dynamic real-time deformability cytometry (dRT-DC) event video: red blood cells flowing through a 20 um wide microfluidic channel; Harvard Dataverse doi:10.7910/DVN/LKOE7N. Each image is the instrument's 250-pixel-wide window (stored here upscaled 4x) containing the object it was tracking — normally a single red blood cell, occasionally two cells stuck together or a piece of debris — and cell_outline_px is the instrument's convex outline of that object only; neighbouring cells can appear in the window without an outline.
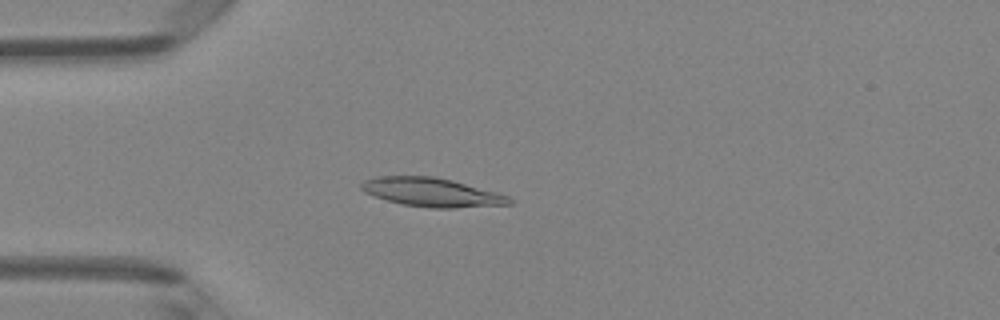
{"species": "Egyptian fruit bat (a non-hibernating species)", "species_latin": "Rousettus aegyptiacus", "temperature_condition": "room temperature", "stored_images_in_passage": 23, "camera_frame_rate_fps": 3000, "um_per_image_px": 0.085, "animal": {"sex": "female"}, "frame": {"image": 1, "passage_image": 13, "time_ms": 4.0, "image_size_px": [1000, 320], "cell_outline_px": [[512, 204], [456, 208], [432, 208], [400, 204], [364, 192], [360, 188], [360, 184], [364, 180], [376, 176], [432, 176], [452, 180], [496, 192], [508, 196], [512, 200]], "centroid_in_image_um": [36.68, 16.34], "position_along_channel_um": 48.3, "area_um2": 24.74}}
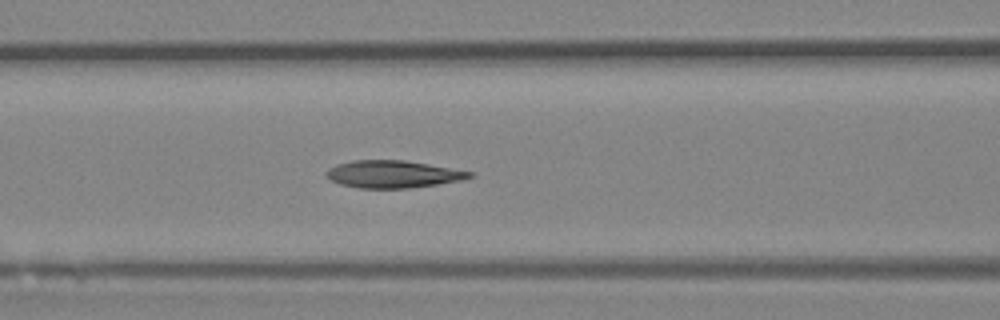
{"frame": {"image": 2, "passage_image": 20, "time_ms": 6.333, "image_size_px": [1000, 320], "cell_outline_px": [[472, 176], [464, 180], [408, 188], [360, 188], [340, 184], [332, 180], [324, 172], [328, 168], [336, 164], [352, 160], [404, 160], [428, 164], [472, 172]], "centroid_in_image_um": [33.36, 14.8], "position_along_channel_um": 133.2, "area_um2": 22.66}}
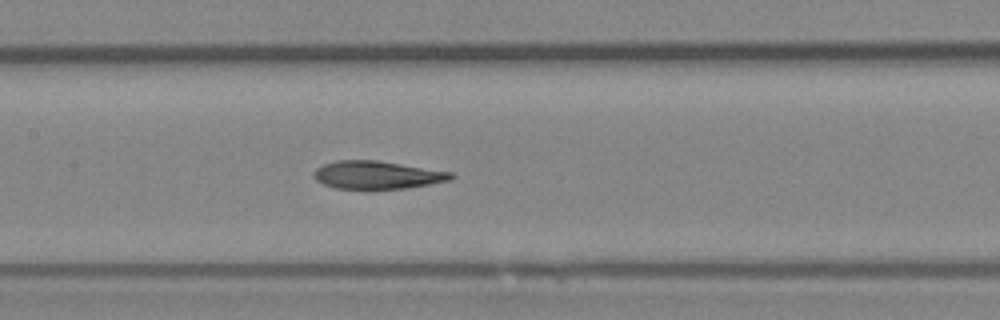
{"frame": {"image": 3, "passage_image": 23, "time_ms": 7.333, "image_size_px": [1000, 320], "cell_outline_px": [[456, 176], [452, 180], [408, 188], [336, 188], [324, 184], [316, 180], [312, 176], [312, 172], [316, 168], [324, 164], [336, 160], [376, 160], [452, 172]], "centroid_in_image_um": [32.06, 14.86], "position_along_channel_um": 175.3, "area_um2": 22.25}}